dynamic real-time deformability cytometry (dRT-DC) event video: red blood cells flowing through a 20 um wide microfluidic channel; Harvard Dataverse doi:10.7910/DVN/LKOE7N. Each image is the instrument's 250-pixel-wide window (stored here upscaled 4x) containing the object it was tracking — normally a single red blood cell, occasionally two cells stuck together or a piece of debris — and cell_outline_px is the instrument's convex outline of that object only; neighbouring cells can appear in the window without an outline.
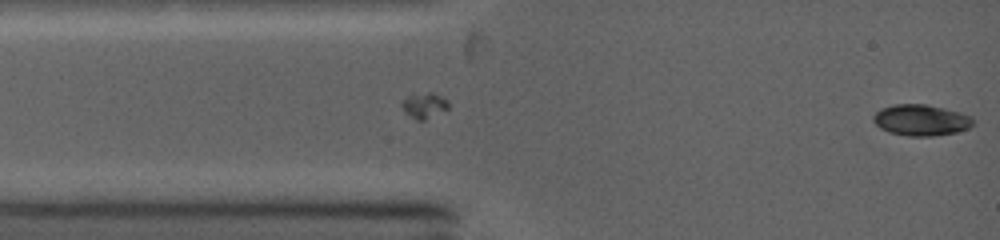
{"species": "common noctule bat (a hibernating species)", "species_latin": "Nyctalus noctula", "temperature_condition": "warm", "stored_images_in_passage": 8, "camera_frame_rate_fps": 5000, "um_per_image_px": 0.085, "animal": {"sex": "female", "body_mass_g": 19.0, "forearm_length_mm": 53.3}, "frame": {"image": 1, "passage_image": 8, "time_ms": 2.4, "image_size_px": [1000, 240], "cell_outline_px": [[972, 124], [968, 128], [956, 132], [936, 136], [908, 136], [888, 132], [880, 128], [872, 120], [872, 116], [880, 108], [892, 104], [924, 104], [944, 108], [960, 112], [972, 116]], "centroid_in_image_um": [78.25, 10.2], "position_along_channel_um": 6.7, "area_um2": 18.21}}